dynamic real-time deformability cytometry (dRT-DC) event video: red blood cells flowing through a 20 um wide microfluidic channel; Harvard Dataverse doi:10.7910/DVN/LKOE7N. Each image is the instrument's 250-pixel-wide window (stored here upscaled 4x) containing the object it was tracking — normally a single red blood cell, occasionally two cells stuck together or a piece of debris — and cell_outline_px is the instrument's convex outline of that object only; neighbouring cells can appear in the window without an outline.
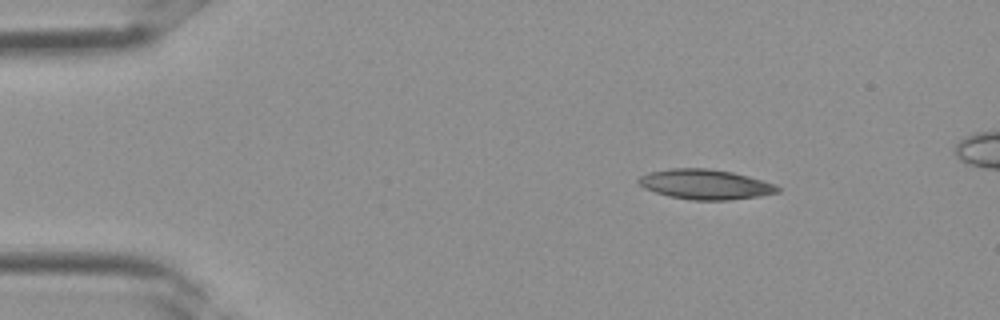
{"species": "Egyptian fruit bat (a non-hibernating species)", "species_latin": "Rousettus aegyptiacus", "temperature_condition": "room temperature", "stored_images_in_passage": 2, "camera_frame_rate_fps": 3000, "um_per_image_px": 0.085, "frame": {"image": 1, "passage_image": 1, "time_ms": 0.0, "image_size_px": [1000, 320], "cell_outline_px": [[780, 192], [760, 196], [728, 200], [692, 200], [668, 196], [644, 188], [636, 180], [640, 176], [648, 172], [672, 168], [708, 168], [732, 172], [748, 176], [776, 184], [780, 188]], "centroid_in_image_um": [59.96, 15.67], "position_along_channel_um": 25.0, "area_um2": 24.33}}